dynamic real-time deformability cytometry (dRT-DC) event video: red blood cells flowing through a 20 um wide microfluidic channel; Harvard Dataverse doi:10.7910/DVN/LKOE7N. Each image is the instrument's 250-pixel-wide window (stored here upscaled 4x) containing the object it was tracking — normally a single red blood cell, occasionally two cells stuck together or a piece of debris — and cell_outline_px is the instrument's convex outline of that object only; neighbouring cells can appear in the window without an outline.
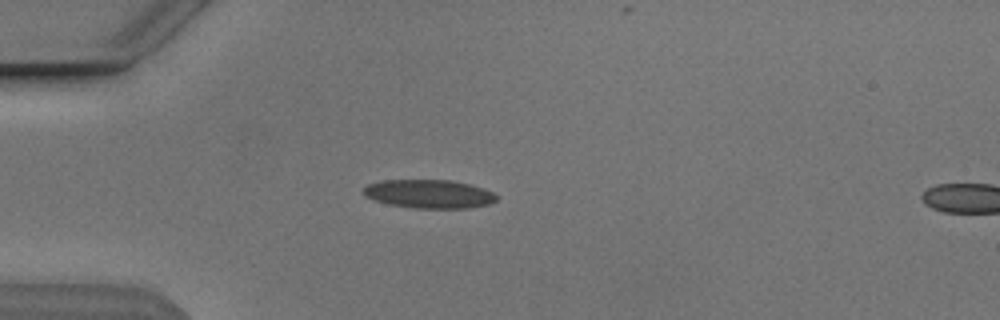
{"species": "Egyptian fruit bat (a non-hibernating species)", "species_latin": "Rousettus aegyptiacus", "temperature_condition": "cold", "stored_images_in_passage": 3, "camera_frame_rate_fps": 3000, "um_per_image_px": 0.085, "animal": {"sex": "male"}, "frame": {"image": 1, "passage_image": 1, "time_ms": 0.0, "image_size_px": [1000, 320], "cell_outline_px": [[496, 200], [488, 204], [468, 208], [412, 208], [388, 204], [364, 196], [364, 188], [368, 184], [380, 180], [452, 180], [484, 188], [492, 192], [496, 196]], "centroid_in_image_um": [36.45, 16.48], "position_along_channel_um": 48.5, "area_um2": 22.08}}